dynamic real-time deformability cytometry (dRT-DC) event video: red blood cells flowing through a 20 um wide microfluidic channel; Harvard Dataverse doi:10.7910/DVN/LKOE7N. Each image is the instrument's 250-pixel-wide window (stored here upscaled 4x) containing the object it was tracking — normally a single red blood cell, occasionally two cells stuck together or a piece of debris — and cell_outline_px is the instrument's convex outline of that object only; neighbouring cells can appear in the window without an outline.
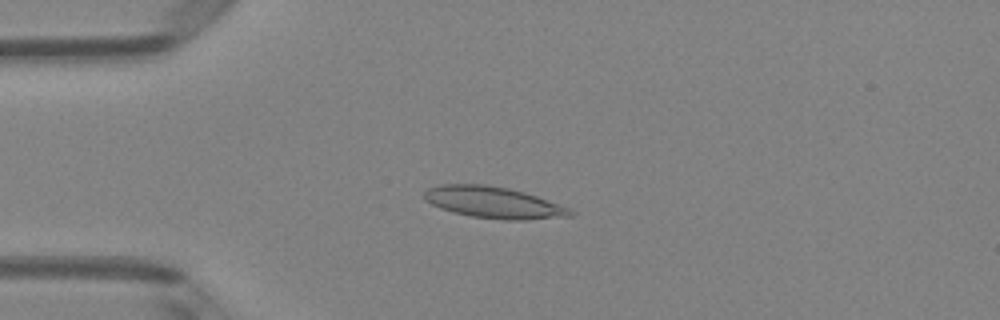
{"species": "Egyptian fruit bat (a non-hibernating species)", "species_latin": "Rousettus aegyptiacus", "temperature_condition": "room temperature", "stored_images_in_passage": 51, "camera_frame_rate_fps": 3000, "um_per_image_px": 0.085, "animal": {"sex": "female"}, "frame": {"image": 1, "passage_image": 13, "time_ms": 4.0, "image_size_px": [1000, 320], "cell_outline_px": [[576, 212], [572, 216], [524, 220], [504, 220], [472, 216], [452, 212], [440, 208], [424, 200], [424, 192], [428, 188], [440, 184], [484, 184], [508, 188], [524, 192], [536, 196], [568, 208]], "centroid_in_image_um": [41.92, 17.21], "position_along_channel_um": 43.1, "area_um2": 26.7}}
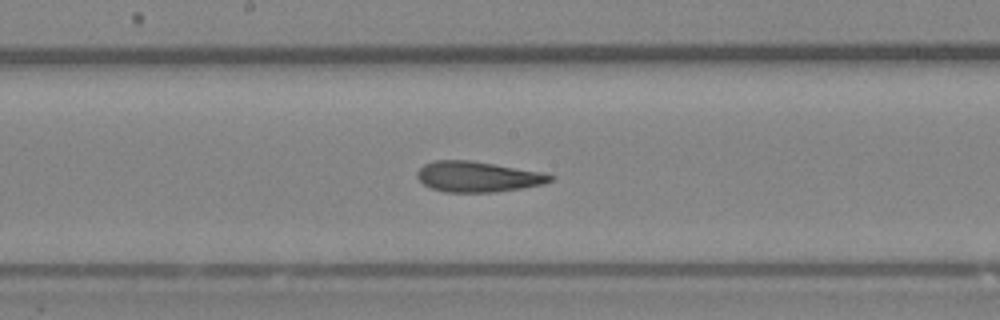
{"frame": {"image": 2, "passage_image": 27, "time_ms": 8.667, "image_size_px": [1000, 320], "cell_outline_px": [[556, 176], [552, 180], [544, 184], [524, 188], [496, 192], [444, 192], [432, 188], [424, 184], [416, 176], [416, 172], [424, 164], [432, 160], [472, 160], [540, 172]], "centroid_in_image_um": [40.6, 15.02], "position_along_channel_um": 207.6, "area_um2": 23.76}}
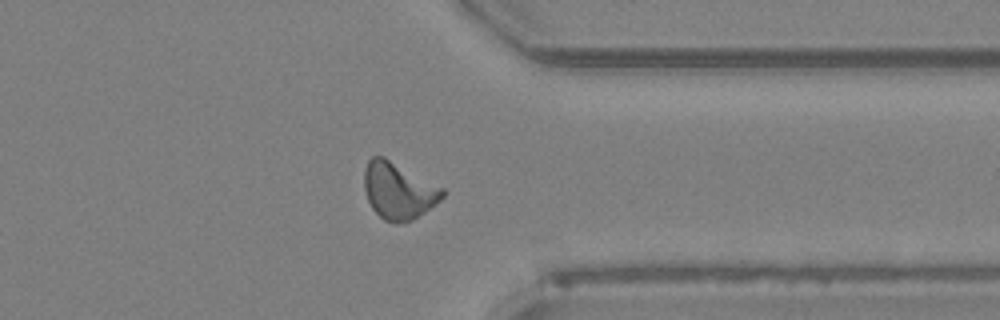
{"frame": {"image": 3, "passage_image": 40, "time_ms": 13.0, "image_size_px": [1000, 320], "cell_outline_px": [[448, 192], [440, 200], [424, 212], [412, 220], [396, 224], [384, 220], [372, 208], [368, 200], [364, 188], [364, 168], [368, 160], [372, 156], [384, 156], [444, 188]], "centroid_in_image_um": [33.87, 16.2], "position_along_channel_um": 377.5, "area_um2": 25.95}, "authors_computed_cell_mechanics": {"area_um2": 24.2182, "velocity_mm_per_s": 4.0177, "shape_relaxation_time_tau1_ms": 9.046, "shape_relaxation_time_tau2_ms": 2.6387, "deformation_change_tau1": 0.2083, "deformation_change_tau2": 0.12}}